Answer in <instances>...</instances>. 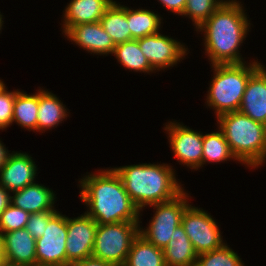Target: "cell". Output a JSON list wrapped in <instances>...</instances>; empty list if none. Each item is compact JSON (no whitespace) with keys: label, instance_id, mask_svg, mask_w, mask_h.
I'll list each match as a JSON object with an SVG mask.
<instances>
[{"label":"cell","instance_id":"d590c367","mask_svg":"<svg viewBox=\"0 0 266 266\" xmlns=\"http://www.w3.org/2000/svg\"><path fill=\"white\" fill-rule=\"evenodd\" d=\"M6 265L5 253H4V242L3 238L0 235V266Z\"/></svg>","mask_w":266,"mask_h":266},{"label":"cell","instance_id":"8992f818","mask_svg":"<svg viewBox=\"0 0 266 266\" xmlns=\"http://www.w3.org/2000/svg\"><path fill=\"white\" fill-rule=\"evenodd\" d=\"M140 222L98 224L92 256L113 266H123L133 240L139 235Z\"/></svg>","mask_w":266,"mask_h":266},{"label":"cell","instance_id":"603a6c76","mask_svg":"<svg viewBox=\"0 0 266 266\" xmlns=\"http://www.w3.org/2000/svg\"><path fill=\"white\" fill-rule=\"evenodd\" d=\"M38 93L28 95L22 91H16L13 108V120L21 127L37 131Z\"/></svg>","mask_w":266,"mask_h":266},{"label":"cell","instance_id":"5bb4252c","mask_svg":"<svg viewBox=\"0 0 266 266\" xmlns=\"http://www.w3.org/2000/svg\"><path fill=\"white\" fill-rule=\"evenodd\" d=\"M239 111L266 126V70L260 65L250 76Z\"/></svg>","mask_w":266,"mask_h":266},{"label":"cell","instance_id":"30bf717a","mask_svg":"<svg viewBox=\"0 0 266 266\" xmlns=\"http://www.w3.org/2000/svg\"><path fill=\"white\" fill-rule=\"evenodd\" d=\"M97 228V222L86 213L74 219L67 217V266L92 256Z\"/></svg>","mask_w":266,"mask_h":266},{"label":"cell","instance_id":"7c38bea8","mask_svg":"<svg viewBox=\"0 0 266 266\" xmlns=\"http://www.w3.org/2000/svg\"><path fill=\"white\" fill-rule=\"evenodd\" d=\"M181 124L170 122L164 128L170 137V146L175 157L183 164L198 169L202 166L203 134Z\"/></svg>","mask_w":266,"mask_h":266},{"label":"cell","instance_id":"5b68a950","mask_svg":"<svg viewBox=\"0 0 266 266\" xmlns=\"http://www.w3.org/2000/svg\"><path fill=\"white\" fill-rule=\"evenodd\" d=\"M260 65L255 61L249 65L245 63L212 65L214 77L206 103L216 110L217 117L239 111L249 78Z\"/></svg>","mask_w":266,"mask_h":266},{"label":"cell","instance_id":"e0dca14e","mask_svg":"<svg viewBox=\"0 0 266 266\" xmlns=\"http://www.w3.org/2000/svg\"><path fill=\"white\" fill-rule=\"evenodd\" d=\"M113 0H71L64 14V33L72 26L95 23L101 20Z\"/></svg>","mask_w":266,"mask_h":266},{"label":"cell","instance_id":"7a4b0ae2","mask_svg":"<svg viewBox=\"0 0 266 266\" xmlns=\"http://www.w3.org/2000/svg\"><path fill=\"white\" fill-rule=\"evenodd\" d=\"M242 5L236 0L224 1L199 27L204 31L205 50L212 65L243 63L239 46L249 29Z\"/></svg>","mask_w":266,"mask_h":266},{"label":"cell","instance_id":"ac0fdd59","mask_svg":"<svg viewBox=\"0 0 266 266\" xmlns=\"http://www.w3.org/2000/svg\"><path fill=\"white\" fill-rule=\"evenodd\" d=\"M13 193L10 203L30 214L55 210V193L44 185L33 183Z\"/></svg>","mask_w":266,"mask_h":266},{"label":"cell","instance_id":"f546056e","mask_svg":"<svg viewBox=\"0 0 266 266\" xmlns=\"http://www.w3.org/2000/svg\"><path fill=\"white\" fill-rule=\"evenodd\" d=\"M4 86L0 90V129H6L12 124L13 108L16 91L9 92Z\"/></svg>","mask_w":266,"mask_h":266},{"label":"cell","instance_id":"4fadbf2b","mask_svg":"<svg viewBox=\"0 0 266 266\" xmlns=\"http://www.w3.org/2000/svg\"><path fill=\"white\" fill-rule=\"evenodd\" d=\"M26 153H11L0 169V185L14 192L31 185L36 176V164Z\"/></svg>","mask_w":266,"mask_h":266},{"label":"cell","instance_id":"9a60e30c","mask_svg":"<svg viewBox=\"0 0 266 266\" xmlns=\"http://www.w3.org/2000/svg\"><path fill=\"white\" fill-rule=\"evenodd\" d=\"M1 236L7 265L36 266V239L25 228Z\"/></svg>","mask_w":266,"mask_h":266},{"label":"cell","instance_id":"d6a6232c","mask_svg":"<svg viewBox=\"0 0 266 266\" xmlns=\"http://www.w3.org/2000/svg\"><path fill=\"white\" fill-rule=\"evenodd\" d=\"M70 266H113V265L108 262H105L104 260H101L100 258L90 256L82 260L75 261L71 263Z\"/></svg>","mask_w":266,"mask_h":266},{"label":"cell","instance_id":"8fae6325","mask_svg":"<svg viewBox=\"0 0 266 266\" xmlns=\"http://www.w3.org/2000/svg\"><path fill=\"white\" fill-rule=\"evenodd\" d=\"M142 53L154 70L176 65L183 57L187 48L175 39L155 33L138 39Z\"/></svg>","mask_w":266,"mask_h":266},{"label":"cell","instance_id":"ba28073f","mask_svg":"<svg viewBox=\"0 0 266 266\" xmlns=\"http://www.w3.org/2000/svg\"><path fill=\"white\" fill-rule=\"evenodd\" d=\"M181 225L198 255L219 249L225 244L216 222L203 209L188 206Z\"/></svg>","mask_w":266,"mask_h":266},{"label":"cell","instance_id":"d4e9b609","mask_svg":"<svg viewBox=\"0 0 266 266\" xmlns=\"http://www.w3.org/2000/svg\"><path fill=\"white\" fill-rule=\"evenodd\" d=\"M113 54L118 62L129 70L147 73L154 70L142 53L138 39L116 44Z\"/></svg>","mask_w":266,"mask_h":266},{"label":"cell","instance_id":"8d00e7d4","mask_svg":"<svg viewBox=\"0 0 266 266\" xmlns=\"http://www.w3.org/2000/svg\"><path fill=\"white\" fill-rule=\"evenodd\" d=\"M2 25H3V20H2V15L0 14V30L2 29Z\"/></svg>","mask_w":266,"mask_h":266},{"label":"cell","instance_id":"1f68e13d","mask_svg":"<svg viewBox=\"0 0 266 266\" xmlns=\"http://www.w3.org/2000/svg\"><path fill=\"white\" fill-rule=\"evenodd\" d=\"M164 7L175 12L178 15H182L185 10L186 0H158Z\"/></svg>","mask_w":266,"mask_h":266},{"label":"cell","instance_id":"4dcf8cb0","mask_svg":"<svg viewBox=\"0 0 266 266\" xmlns=\"http://www.w3.org/2000/svg\"><path fill=\"white\" fill-rule=\"evenodd\" d=\"M56 210H48L43 212H38L30 214L29 220L26 224L25 229L30 233V235L38 239L43 236V231L49 220L57 213Z\"/></svg>","mask_w":266,"mask_h":266},{"label":"cell","instance_id":"74e56055","mask_svg":"<svg viewBox=\"0 0 266 266\" xmlns=\"http://www.w3.org/2000/svg\"><path fill=\"white\" fill-rule=\"evenodd\" d=\"M4 83L0 80V90L4 87Z\"/></svg>","mask_w":266,"mask_h":266},{"label":"cell","instance_id":"3957f363","mask_svg":"<svg viewBox=\"0 0 266 266\" xmlns=\"http://www.w3.org/2000/svg\"><path fill=\"white\" fill-rule=\"evenodd\" d=\"M135 206L169 201L184 189L178 184L174 170L166 164H138L113 168Z\"/></svg>","mask_w":266,"mask_h":266},{"label":"cell","instance_id":"ffe728a7","mask_svg":"<svg viewBox=\"0 0 266 266\" xmlns=\"http://www.w3.org/2000/svg\"><path fill=\"white\" fill-rule=\"evenodd\" d=\"M67 109L63 103L51 92L39 90L37 131H45L57 127L67 117Z\"/></svg>","mask_w":266,"mask_h":266},{"label":"cell","instance_id":"44dd1931","mask_svg":"<svg viewBox=\"0 0 266 266\" xmlns=\"http://www.w3.org/2000/svg\"><path fill=\"white\" fill-rule=\"evenodd\" d=\"M118 4L114 1L99 21L115 45L131 40V32L127 21V7Z\"/></svg>","mask_w":266,"mask_h":266},{"label":"cell","instance_id":"9c48e42d","mask_svg":"<svg viewBox=\"0 0 266 266\" xmlns=\"http://www.w3.org/2000/svg\"><path fill=\"white\" fill-rule=\"evenodd\" d=\"M67 217L56 213L36 239V266H67Z\"/></svg>","mask_w":266,"mask_h":266},{"label":"cell","instance_id":"52a82bcc","mask_svg":"<svg viewBox=\"0 0 266 266\" xmlns=\"http://www.w3.org/2000/svg\"><path fill=\"white\" fill-rule=\"evenodd\" d=\"M186 198L187 193L182 191L169 201L150 205L156 208L155 216L147 229L140 228L139 234L156 247L164 249L175 236L176 227L181 225L183 213L190 205Z\"/></svg>","mask_w":266,"mask_h":266},{"label":"cell","instance_id":"277c9868","mask_svg":"<svg viewBox=\"0 0 266 266\" xmlns=\"http://www.w3.org/2000/svg\"><path fill=\"white\" fill-rule=\"evenodd\" d=\"M235 160L253 168L264 163L266 158V126L256 122L240 111L217 117Z\"/></svg>","mask_w":266,"mask_h":266},{"label":"cell","instance_id":"836d02e7","mask_svg":"<svg viewBox=\"0 0 266 266\" xmlns=\"http://www.w3.org/2000/svg\"><path fill=\"white\" fill-rule=\"evenodd\" d=\"M11 196L9 192L0 185V215L9 206Z\"/></svg>","mask_w":266,"mask_h":266},{"label":"cell","instance_id":"f1b7e54d","mask_svg":"<svg viewBox=\"0 0 266 266\" xmlns=\"http://www.w3.org/2000/svg\"><path fill=\"white\" fill-rule=\"evenodd\" d=\"M29 217L30 213L10 203L0 215V235L25 228Z\"/></svg>","mask_w":266,"mask_h":266},{"label":"cell","instance_id":"e575fe53","mask_svg":"<svg viewBox=\"0 0 266 266\" xmlns=\"http://www.w3.org/2000/svg\"><path fill=\"white\" fill-rule=\"evenodd\" d=\"M10 153L8 150L2 145V142L0 141V169L3 167V165L6 163Z\"/></svg>","mask_w":266,"mask_h":266},{"label":"cell","instance_id":"2e32d148","mask_svg":"<svg viewBox=\"0 0 266 266\" xmlns=\"http://www.w3.org/2000/svg\"><path fill=\"white\" fill-rule=\"evenodd\" d=\"M65 35L84 50L95 54H113L116 46L100 22L72 26Z\"/></svg>","mask_w":266,"mask_h":266},{"label":"cell","instance_id":"7402d4cb","mask_svg":"<svg viewBox=\"0 0 266 266\" xmlns=\"http://www.w3.org/2000/svg\"><path fill=\"white\" fill-rule=\"evenodd\" d=\"M123 266H166L163 249L138 235L132 242Z\"/></svg>","mask_w":266,"mask_h":266},{"label":"cell","instance_id":"83f0119b","mask_svg":"<svg viewBox=\"0 0 266 266\" xmlns=\"http://www.w3.org/2000/svg\"><path fill=\"white\" fill-rule=\"evenodd\" d=\"M223 2V0H186L185 10L182 16L189 15L188 17L192 19L197 29Z\"/></svg>","mask_w":266,"mask_h":266},{"label":"cell","instance_id":"d6986e66","mask_svg":"<svg viewBox=\"0 0 266 266\" xmlns=\"http://www.w3.org/2000/svg\"><path fill=\"white\" fill-rule=\"evenodd\" d=\"M166 266H195L198 254L182 225L176 227L173 239L163 249Z\"/></svg>","mask_w":266,"mask_h":266},{"label":"cell","instance_id":"6da1fadb","mask_svg":"<svg viewBox=\"0 0 266 266\" xmlns=\"http://www.w3.org/2000/svg\"><path fill=\"white\" fill-rule=\"evenodd\" d=\"M80 198L88 205L85 212L97 224L117 222H140V210L130 199L120 176L115 170H101L99 174H89L81 179Z\"/></svg>","mask_w":266,"mask_h":266},{"label":"cell","instance_id":"cb8c5ba5","mask_svg":"<svg viewBox=\"0 0 266 266\" xmlns=\"http://www.w3.org/2000/svg\"><path fill=\"white\" fill-rule=\"evenodd\" d=\"M147 9L131 10L127 7V21L131 32V40L158 33L161 18Z\"/></svg>","mask_w":266,"mask_h":266},{"label":"cell","instance_id":"4316f807","mask_svg":"<svg viewBox=\"0 0 266 266\" xmlns=\"http://www.w3.org/2000/svg\"><path fill=\"white\" fill-rule=\"evenodd\" d=\"M195 266H244L240 257L228 245L199 254Z\"/></svg>","mask_w":266,"mask_h":266},{"label":"cell","instance_id":"484cf974","mask_svg":"<svg viewBox=\"0 0 266 266\" xmlns=\"http://www.w3.org/2000/svg\"><path fill=\"white\" fill-rule=\"evenodd\" d=\"M235 159L222 131L203 135L202 165L207 162H222Z\"/></svg>","mask_w":266,"mask_h":266}]
</instances>
